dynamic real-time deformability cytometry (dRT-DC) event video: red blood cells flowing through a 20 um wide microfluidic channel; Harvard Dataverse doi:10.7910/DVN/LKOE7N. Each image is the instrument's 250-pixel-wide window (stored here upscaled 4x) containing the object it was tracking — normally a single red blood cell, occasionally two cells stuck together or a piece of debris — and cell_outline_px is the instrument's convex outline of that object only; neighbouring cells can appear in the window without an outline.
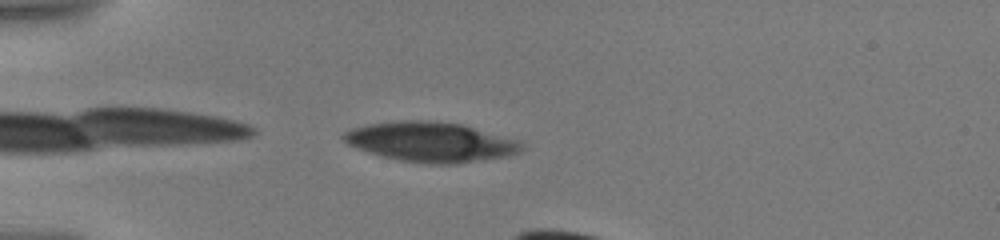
{"species": "human", "species_latin": "Homo sapiens", "temperature_condition": "warm", "stored_images_in_passage": 8, "camera_frame_rate_fps": 3000, "um_per_image_px": 0.085, "donor": {"sex": "male"}, "frame": {"image": 1, "passage_image": 2, "time_ms": 0.333, "image_size_px": [1000, 240], "cell_outline_px": [[524, 144], [520, 152], [508, 156], [456, 164], [432, 164], [400, 160], [368, 152], [356, 148], [348, 144], [340, 136], [344, 132], [352, 128], [368, 124], [400, 120], [428, 120], [460, 124], [512, 140]], "centroid_in_image_um": [36.54, 12.07], "position_along_channel_um": 48.5, "area_um2": 40.69}}